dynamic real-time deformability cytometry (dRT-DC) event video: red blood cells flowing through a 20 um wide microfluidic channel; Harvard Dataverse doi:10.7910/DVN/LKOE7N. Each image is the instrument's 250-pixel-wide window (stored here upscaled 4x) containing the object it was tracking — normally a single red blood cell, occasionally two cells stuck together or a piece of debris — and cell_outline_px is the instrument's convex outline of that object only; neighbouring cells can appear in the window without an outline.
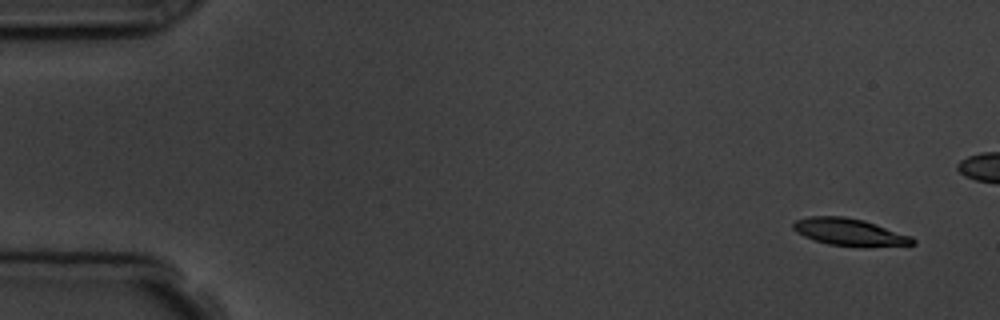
{"species": "common noctule bat (a hibernating species)", "species_latin": "Nyctalus noctula", "temperature_condition": "room temperature", "stored_images_in_passage": 7, "camera_frame_rate_fps": 3000, "um_per_image_px": 0.085, "animal": {"sex": "male", "body_mass_g": 19.5, "forearm_length_mm": 54.6}, "frame": {"image": 1, "passage_image": 1, "time_ms": 0.0, "image_size_px": [1000, 320], "cell_outline_px": [[916, 244], [828, 244], [804, 236], [796, 232], [792, 228], [792, 224], [796, 220], [808, 216], [844, 216], [864, 220], [912, 236], [916, 240]], "centroid_in_image_um": [72.13, 19.66], "position_along_channel_um": 12.9, "area_um2": 17.98}}